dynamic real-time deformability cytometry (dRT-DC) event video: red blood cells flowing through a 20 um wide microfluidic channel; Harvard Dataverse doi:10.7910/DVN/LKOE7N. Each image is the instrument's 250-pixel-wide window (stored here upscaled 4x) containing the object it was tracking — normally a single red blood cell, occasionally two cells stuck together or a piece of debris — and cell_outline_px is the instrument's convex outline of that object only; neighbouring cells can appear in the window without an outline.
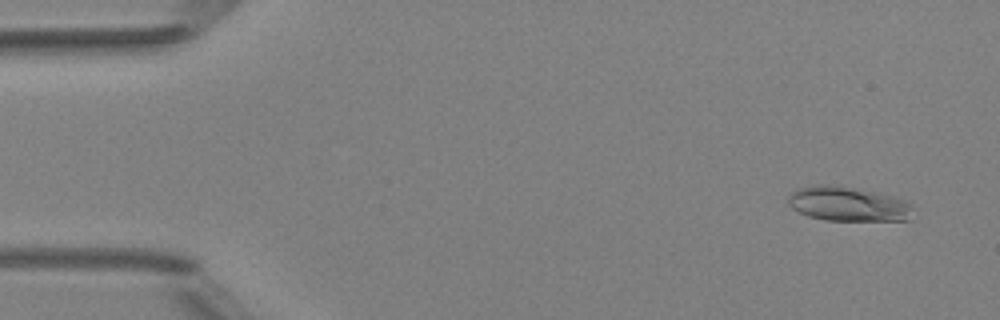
{"species": "Egyptian fruit bat (a non-hibernating species)", "species_latin": "Rousettus aegyptiacus", "temperature_condition": "room temperature", "stored_images_in_passage": 5, "camera_frame_rate_fps": 3000, "um_per_image_px": 0.085, "animal": {"sex": "female"}, "frame": {"image": 1, "passage_image": 1, "time_ms": 0.0, "image_size_px": [1000, 320], "cell_outline_px": [[912, 208], [908, 220], [824, 220], [808, 216], [792, 208], [788, 204], [788, 196], [796, 188], [816, 184], [840, 184], [892, 196], [904, 200], [912, 204]], "centroid_in_image_um": [72.03, 17.31], "position_along_channel_um": 13.0, "area_um2": 25.26}}